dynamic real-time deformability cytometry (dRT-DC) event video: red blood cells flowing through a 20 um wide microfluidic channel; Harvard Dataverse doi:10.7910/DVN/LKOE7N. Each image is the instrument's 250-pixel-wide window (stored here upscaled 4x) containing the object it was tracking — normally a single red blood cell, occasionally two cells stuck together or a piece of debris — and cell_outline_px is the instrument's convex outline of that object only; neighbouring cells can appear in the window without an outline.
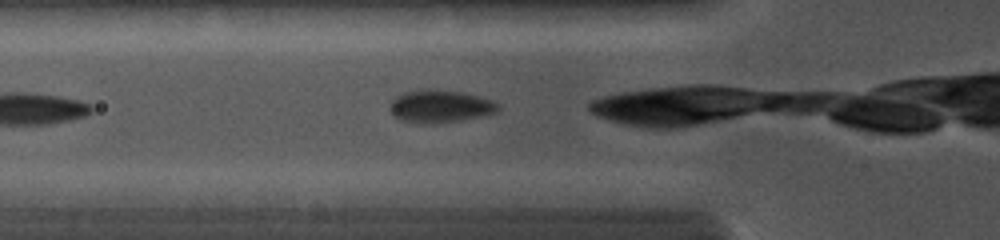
{"species": "common noctule bat (a hibernating species)", "species_latin": "Nyctalus noctula", "temperature_condition": "cold", "stored_images_in_passage": 7, "camera_frame_rate_fps": 5000, "um_per_image_px": 0.085, "animal": {"sex": "female", "body_mass_g": 19.0, "forearm_length_mm": 56.7}, "frame": {"image": 1, "passage_image": 3, "time_ms": 1.6, "image_size_px": [1000, 240], "cell_outline_px": [[500, 108], [496, 112], [480, 116], [460, 120], [436, 124], [424, 124], [400, 120], [392, 116], [392, 100], [396, 96], [404, 92], [464, 92], [492, 100], [500, 104]], "centroid_in_image_um": [37.45, 9.09], "position_along_channel_um": 88.4, "area_um2": 19.83}}